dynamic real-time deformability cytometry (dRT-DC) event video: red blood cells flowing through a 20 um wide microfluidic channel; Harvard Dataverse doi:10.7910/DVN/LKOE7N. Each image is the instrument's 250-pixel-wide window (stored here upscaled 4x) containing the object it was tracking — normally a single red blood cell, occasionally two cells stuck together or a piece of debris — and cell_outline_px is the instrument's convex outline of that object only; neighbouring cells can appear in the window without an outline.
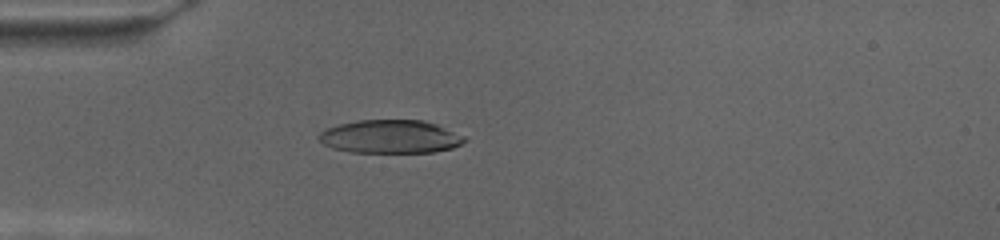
{"species": "human", "species_latin": "Homo sapiens", "temperature_condition": "cold", "stored_images_in_passage": 72, "camera_frame_rate_fps": 3000, "um_per_image_px": 0.085, "donor": {"sex": "female"}, "frame": {"image": 1, "passage_image": 22, "time_ms": 7.0, "image_size_px": [1000, 240], "cell_outline_px": [[468, 140], [452, 148], [432, 152], [352, 152], [332, 148], [324, 144], [320, 140], [320, 132], [336, 124], [356, 120], [424, 120], [436, 124], [468, 136]], "centroid_in_image_um": [33.23, 11.6], "position_along_channel_um": 51.8, "area_um2": 28.38}}
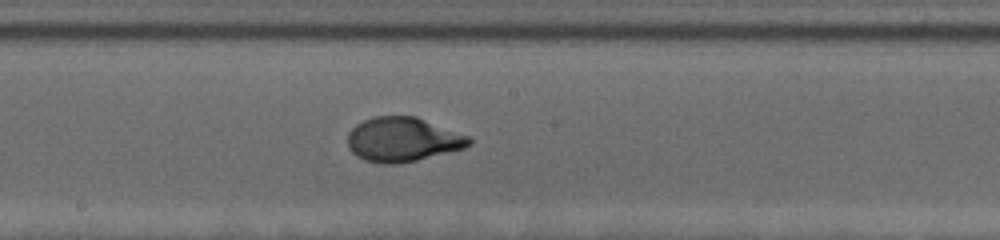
{"frame": {"image": 2, "passage_image": 40, "time_ms": 13.0, "image_size_px": [1000, 240], "cell_outline_px": [[472, 144], [464, 148], [416, 160], [396, 164], [380, 164], [364, 160], [356, 156], [348, 148], [348, 132], [356, 124], [372, 116], [416, 116], [468, 136], [472, 140]], "centroid_in_image_um": [34.2, 11.86], "position_along_channel_um": 214.0, "area_um2": 31.39}}
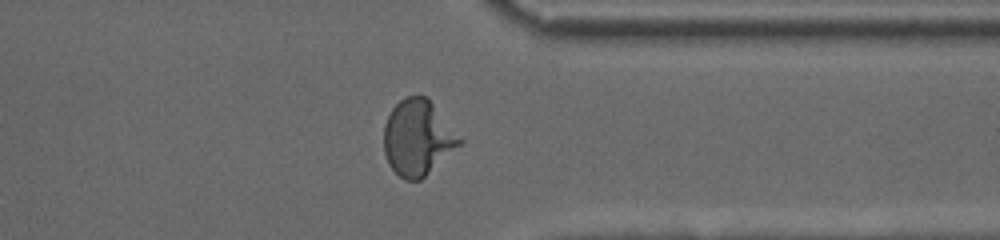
{"frame": {"image": 3, "passage_image": 57, "time_ms": 18.667, "image_size_px": [1000, 240], "cell_outline_px": [[464, 140], [460, 144], [420, 180], [404, 180], [388, 164], [384, 152], [384, 124], [392, 108], [404, 96], [428, 96]], "centroid_in_image_um": [35.5, 11.67], "position_along_channel_um": 375.9, "area_um2": 33.29}}